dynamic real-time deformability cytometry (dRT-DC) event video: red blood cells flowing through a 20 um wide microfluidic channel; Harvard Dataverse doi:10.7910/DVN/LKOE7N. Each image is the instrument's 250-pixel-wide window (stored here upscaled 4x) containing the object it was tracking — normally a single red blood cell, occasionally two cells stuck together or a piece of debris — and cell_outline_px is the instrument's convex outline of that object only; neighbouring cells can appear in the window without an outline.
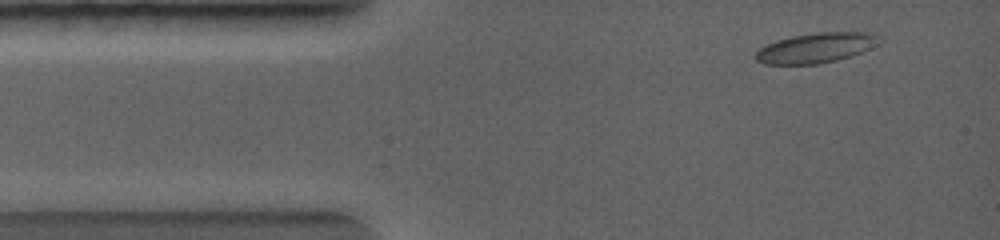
{"species": "common noctule bat (a hibernating species)", "species_latin": "Nyctalus noctula", "temperature_condition": "warm", "stored_images_in_passage": 8, "camera_frame_rate_fps": 5000, "um_per_image_px": 0.085, "animal": {"sex": "female", "body_mass_g": 19.0, "forearm_length_mm": 56.7}, "frame": {"image": 1, "passage_image": 2, "time_ms": 0.4, "image_size_px": [1000, 240], "cell_outline_px": [[880, 44], [860, 52], [836, 60], [820, 64], [764, 64], [756, 60], [756, 52], [760, 48], [776, 40], [792, 36], [816, 32], [872, 32], [876, 36]], "centroid_in_image_um": [69.34, 4.06], "position_along_channel_um": 15.7, "area_um2": 21.39}}
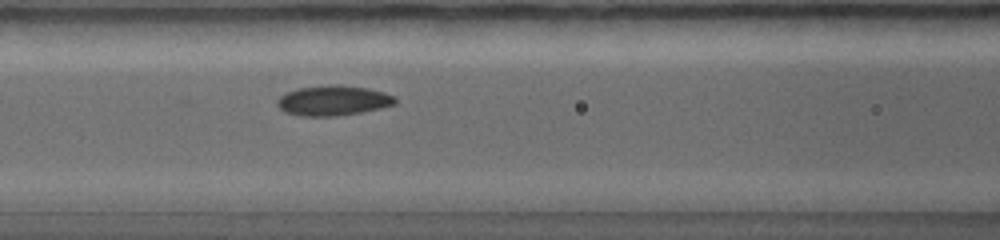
{"frame": {"image": 2, "passage_image": 7, "time_ms": 3.2, "image_size_px": [1000, 240], "cell_outline_px": [[396, 104], [380, 108], [360, 112], [336, 116], [300, 116], [284, 112], [276, 104], [276, 100], [280, 96], [296, 88], [332, 84], [340, 84], [368, 88], [384, 92], [396, 96]], "centroid_in_image_um": [28.31, 8.54], "position_along_channel_um": 138.3, "area_um2": 20.87}}
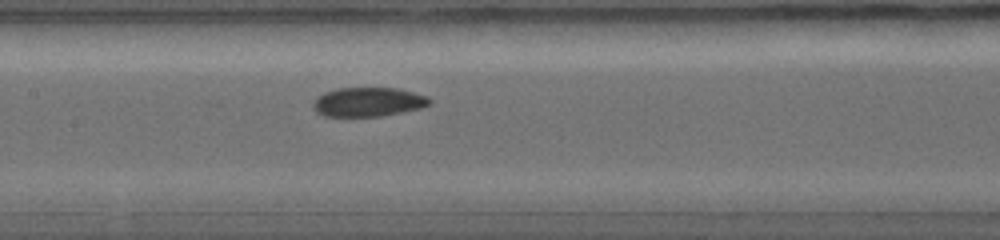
{"frame": {"image": 3, "passage_image": 8, "time_ms": 3.8, "image_size_px": [1000, 240], "cell_outline_px": [[432, 104], [420, 108], [404, 112], [384, 116], [324, 116], [316, 112], [312, 108], [312, 104], [316, 96], [324, 92], [336, 88], [400, 88], [428, 96], [432, 100]], "centroid_in_image_um": [31.3, 8.66], "position_along_channel_um": 176.1, "area_um2": 20.17}}